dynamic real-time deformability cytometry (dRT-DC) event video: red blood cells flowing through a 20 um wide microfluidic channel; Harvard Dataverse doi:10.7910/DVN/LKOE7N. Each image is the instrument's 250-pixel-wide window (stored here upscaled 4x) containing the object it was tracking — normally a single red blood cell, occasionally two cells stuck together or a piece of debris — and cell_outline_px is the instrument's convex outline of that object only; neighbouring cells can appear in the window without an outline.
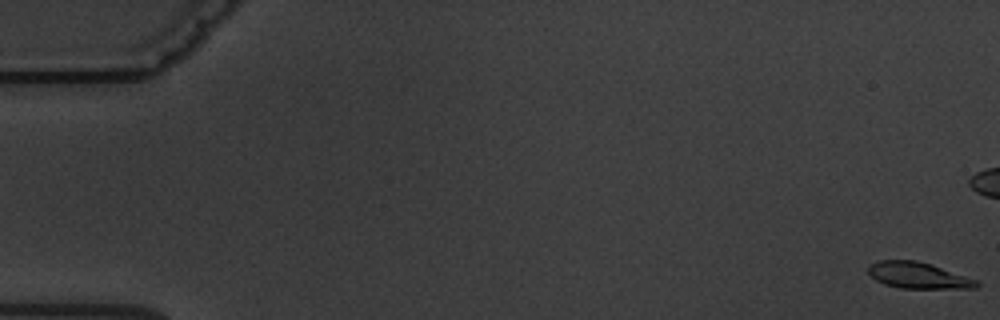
{"species": "common noctule bat (a hibernating species)", "species_latin": "Nyctalus noctula", "temperature_condition": "warm", "stored_images_in_passage": 6, "camera_frame_rate_fps": 3000, "um_per_image_px": 0.085, "animal": {"sex": "male", "body_mass_g": 19.5, "forearm_length_mm": 54.6}, "frame": {"image": 1, "passage_image": 1, "time_ms": 0.0, "image_size_px": [1000, 320], "cell_outline_px": [[980, 284], [976, 288], [900, 288], [884, 284], [876, 280], [868, 272], [868, 264], [880, 260], [916, 260], [932, 264], [976, 280]], "centroid_in_image_um": [78.01, 23.4], "position_along_channel_um": 7.0, "area_um2": 16.47}}